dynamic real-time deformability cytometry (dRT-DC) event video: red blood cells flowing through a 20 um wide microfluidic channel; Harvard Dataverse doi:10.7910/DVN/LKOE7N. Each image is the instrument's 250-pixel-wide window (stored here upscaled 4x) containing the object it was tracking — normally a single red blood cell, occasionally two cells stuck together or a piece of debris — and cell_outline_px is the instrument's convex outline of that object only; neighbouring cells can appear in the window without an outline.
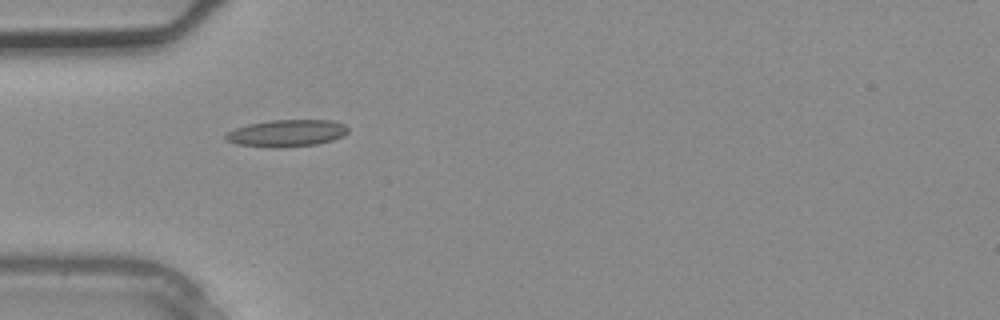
{"species": "common noctule bat (a hibernating species)", "species_latin": "Nyctalus noctula", "temperature_condition": "warm", "stored_images_in_passage": 4, "camera_frame_rate_fps": 3000, "um_per_image_px": 0.085, "animal": {"sex": "male", "body_mass_g": 20.4}, "frame": {"image": 1, "passage_image": 4, "time_ms": 1.0, "image_size_px": [1000, 320], "cell_outline_px": [[348, 132], [344, 136], [332, 140], [316, 144], [284, 148], [268, 148], [236, 144], [228, 140], [224, 136], [228, 132], [236, 128], [248, 124], [268, 120], [332, 120], [344, 124], [348, 128]], "centroid_in_image_um": [24.38, 11.33], "position_along_channel_um": 60.6, "area_um2": 19.42}}